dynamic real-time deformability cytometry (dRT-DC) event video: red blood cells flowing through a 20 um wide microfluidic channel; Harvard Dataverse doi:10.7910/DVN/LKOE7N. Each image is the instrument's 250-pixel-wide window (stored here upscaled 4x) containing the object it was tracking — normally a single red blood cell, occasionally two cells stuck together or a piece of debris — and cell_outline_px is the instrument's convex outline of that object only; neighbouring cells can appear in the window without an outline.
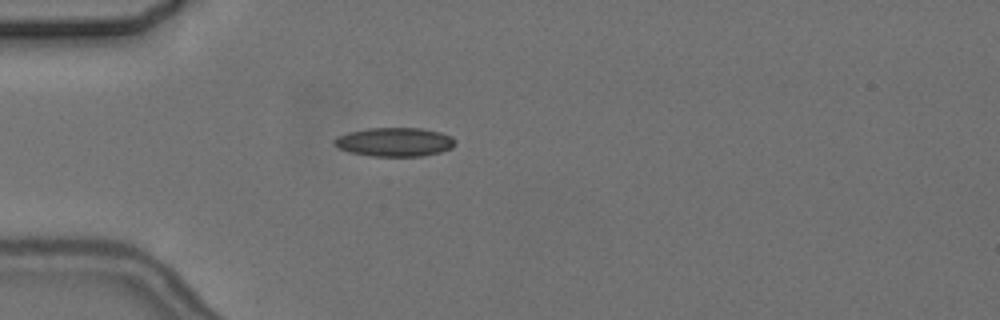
{"species": "common noctule bat (a hibernating species)", "species_latin": "Nyctalus noctula", "temperature_condition": "cold", "stored_images_in_passage": 5, "camera_frame_rate_fps": 3000, "um_per_image_px": 0.085, "animal": {"sex": "female", "body_mass_g": 24.6, "forearm_length_mm": 56.2}, "frame": {"image": 1, "passage_image": 4, "time_ms": 3.667, "image_size_px": [1000, 320], "cell_outline_px": [[456, 144], [452, 148], [440, 152], [420, 156], [372, 156], [348, 152], [332, 144], [332, 140], [336, 136], [348, 132], [368, 128], [424, 128], [440, 132], [452, 136], [456, 140]], "centroid_in_image_um": [33.53, 12.06], "position_along_channel_um": 51.5, "area_um2": 20.58}}